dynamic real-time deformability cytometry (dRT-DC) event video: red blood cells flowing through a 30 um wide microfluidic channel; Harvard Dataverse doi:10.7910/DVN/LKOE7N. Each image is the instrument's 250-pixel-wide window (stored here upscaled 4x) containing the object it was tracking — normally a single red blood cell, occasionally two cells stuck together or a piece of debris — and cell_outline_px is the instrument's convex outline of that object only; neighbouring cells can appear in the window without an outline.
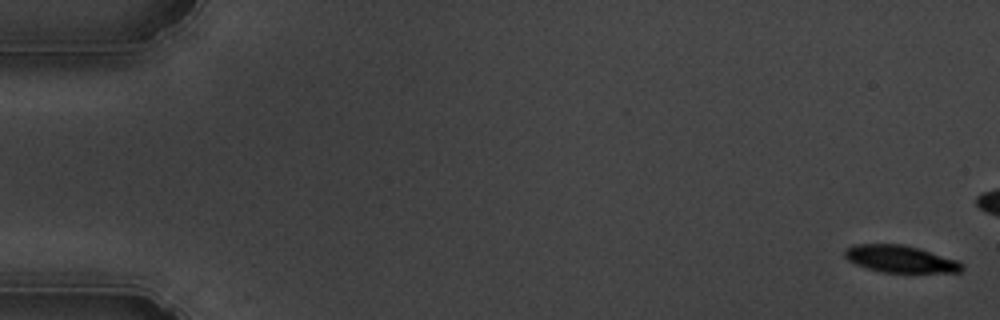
{"species": "common noctule bat (a hibernating species)", "species_latin": "Nyctalus noctula", "temperature_condition": "cold", "stored_images_in_passage": 41, "camera_frame_rate_fps": 3000, "um_per_image_px": 0.085, "animal": {"sex": "male", "body_mass_g": 19.5, "forearm_length_mm": 54.6}, "frame": {"image": 1, "passage_image": 1, "time_ms": 0.0, "image_size_px": [1000, 320], "cell_outline_px": [[964, 268], [960, 272], [880, 272], [856, 264], [848, 260], [844, 256], [844, 248], [852, 244], [904, 244], [920, 248], [960, 260], [964, 264]], "centroid_in_image_um": [76.55, 22.0], "position_along_channel_um": 8.4, "area_um2": 18.79}}
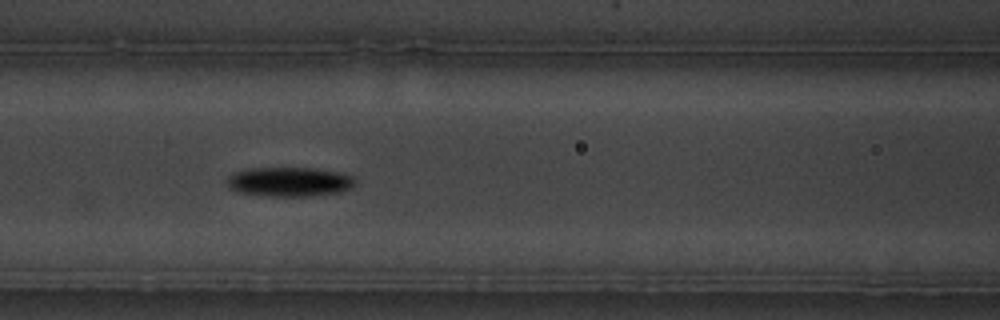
{"frame": {"image": 2, "passage_image": 24, "time_ms": 7.667, "image_size_px": [1000, 320], "cell_outline_px": [[356, 184], [352, 188], [340, 192], [304, 196], [264, 196], [240, 192], [228, 188], [228, 176], [232, 172], [248, 168], [316, 168], [340, 172], [352, 176], [356, 180]], "centroid_in_image_um": [24.6, 15.44], "position_along_channel_um": 142.0, "area_um2": 22.14}}